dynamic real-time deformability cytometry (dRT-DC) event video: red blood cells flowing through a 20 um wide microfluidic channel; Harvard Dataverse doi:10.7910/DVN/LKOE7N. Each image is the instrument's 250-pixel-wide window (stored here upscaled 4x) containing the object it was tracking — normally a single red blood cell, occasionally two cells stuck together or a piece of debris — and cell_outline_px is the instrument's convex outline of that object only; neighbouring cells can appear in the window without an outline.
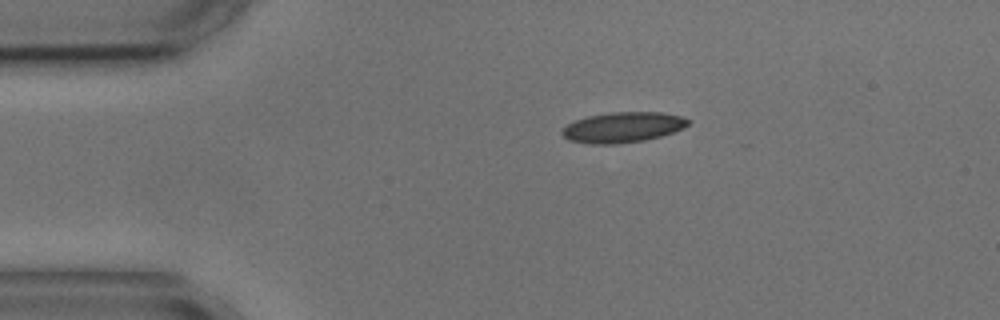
{"species": "common noctule bat (a hibernating species)", "species_latin": "Nyctalus noctula", "temperature_condition": "cold", "stored_images_in_passage": 3, "segment_of_instrument_passage": [1, 2], "camera_frame_rate_fps": 3000, "um_per_image_px": 0.085, "animal": {"sex": "male", "body_mass_g": 17.9, "forearm_length_mm": 54.2}, "frame": {"image": 1, "passage_image": 1, "time_ms": 0.0, "image_size_px": [1000, 320], "cell_outline_px": [[692, 120], [684, 128], [660, 136], [644, 140], [616, 144], [588, 144], [568, 140], [560, 132], [568, 124], [576, 120], [588, 116], [612, 112], [660, 112], [680, 116]], "centroid_in_image_um": [52.94, 10.82], "position_along_channel_um": 32.1, "area_um2": 22.25}}